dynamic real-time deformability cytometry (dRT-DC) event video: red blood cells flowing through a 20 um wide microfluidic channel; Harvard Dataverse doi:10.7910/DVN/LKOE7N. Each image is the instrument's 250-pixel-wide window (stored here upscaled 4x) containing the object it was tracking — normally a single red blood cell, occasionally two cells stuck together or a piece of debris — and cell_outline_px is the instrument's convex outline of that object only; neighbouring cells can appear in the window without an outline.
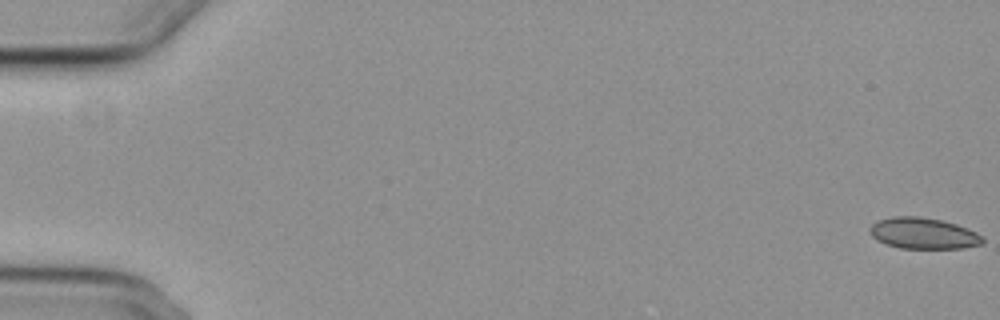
{"species": "common noctule bat (a hibernating species)", "species_latin": "Nyctalus noctula", "temperature_condition": "cold", "stored_images_in_passage": 57, "camera_frame_rate_fps": 3000, "um_per_image_px": 0.085, "animal": {"sex": "female", "body_mass_g": 29.2, "forearm_length_mm": 56.3}, "frame": {"image": 1, "passage_image": 1, "time_ms": 0.0, "image_size_px": [1000, 320], "cell_outline_px": [[984, 244], [964, 248], [900, 248], [888, 244], [872, 236], [868, 228], [872, 224], [880, 220], [892, 216], [920, 216], [940, 220], [956, 224], [976, 232], [984, 236]], "centroid_in_image_um": [78.53, 19.83], "position_along_channel_um": 6.5, "area_um2": 20.4}}
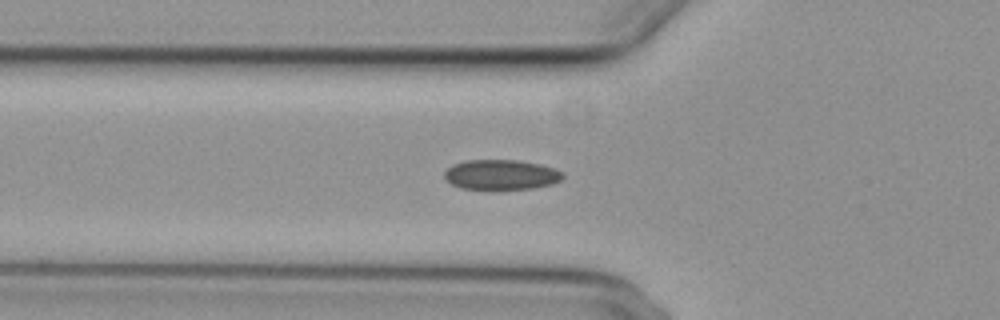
{"frame": {"image": 2, "passage_image": 21, "time_ms": 6.667, "image_size_px": [1000, 320], "cell_outline_px": [[564, 176], [560, 180], [552, 184], [532, 188], [460, 188], [444, 180], [444, 172], [452, 164], [468, 160], [516, 160], [540, 164], [564, 172]], "centroid_in_image_um": [42.58, 14.83], "position_along_channel_um": 83.2, "area_um2": 20.46}}
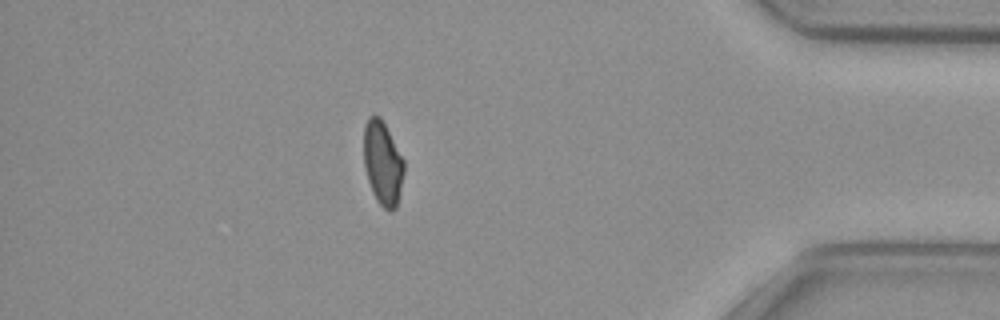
{"frame": {"image": 3, "passage_image": 50, "time_ms": 16.333, "image_size_px": [1000, 320], "cell_outline_px": [[404, 172], [396, 208], [392, 212], [388, 212], [376, 200], [372, 192], [368, 180], [364, 164], [364, 124], [368, 116], [380, 116], [404, 160]], "centroid_in_image_um": [32.52, 13.88], "position_along_channel_um": 402.7, "area_um2": 19.59}, "authors_computed_cell_mechanics": {"area_um2": 20.6346, "velocity_mm_per_s": 3.7152, "shape_relaxation_time_tau1_ms": null, "shape_relaxation_time_tau2_ms": 4.8587, "deformation_change_tau1": null, "deformation_change_tau2": 0.0759}}